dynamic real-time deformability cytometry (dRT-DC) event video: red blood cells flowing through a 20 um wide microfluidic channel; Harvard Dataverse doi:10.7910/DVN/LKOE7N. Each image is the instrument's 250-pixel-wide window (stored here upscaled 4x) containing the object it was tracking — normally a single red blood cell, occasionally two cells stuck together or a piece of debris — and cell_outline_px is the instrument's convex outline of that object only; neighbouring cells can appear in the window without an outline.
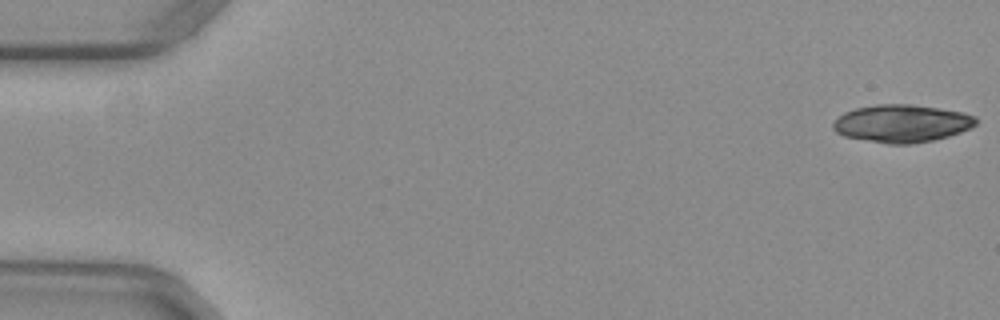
{"species": "common noctule bat (a hibernating species)", "species_latin": "Nyctalus noctula", "temperature_condition": "warm", "stored_images_in_passage": 18, "camera_frame_rate_fps": 3000, "um_per_image_px": 0.085, "animal": {"sex": "female", "body_mass_g": 29.2, "forearm_length_mm": 56.3}, "frame": {"image": 1, "passage_image": 1, "time_ms": 0.0, "image_size_px": [1000, 320], "cell_outline_px": [[976, 124], [960, 132], [948, 136], [932, 140], [912, 144], [888, 144], [844, 136], [836, 132], [832, 128], [832, 124], [844, 112], [856, 108], [876, 104], [912, 104], [964, 112], [976, 116]], "centroid_in_image_um": [76.64, 10.49], "position_along_channel_um": 8.4, "area_um2": 31.27}}